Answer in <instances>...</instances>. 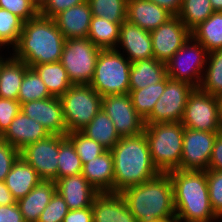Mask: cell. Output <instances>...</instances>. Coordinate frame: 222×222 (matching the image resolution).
<instances>
[{"label":"cell","instance_id":"1","mask_svg":"<svg viewBox=\"0 0 222 222\" xmlns=\"http://www.w3.org/2000/svg\"><path fill=\"white\" fill-rule=\"evenodd\" d=\"M110 151L114 161L113 193H121L160 173L152 162L144 132L121 137Z\"/></svg>","mask_w":222,"mask_h":222},{"label":"cell","instance_id":"2","mask_svg":"<svg viewBox=\"0 0 222 222\" xmlns=\"http://www.w3.org/2000/svg\"><path fill=\"white\" fill-rule=\"evenodd\" d=\"M64 44L65 38L54 19L38 14L24 22L18 43L11 49V53L32 67L59 62Z\"/></svg>","mask_w":222,"mask_h":222},{"label":"cell","instance_id":"3","mask_svg":"<svg viewBox=\"0 0 222 222\" xmlns=\"http://www.w3.org/2000/svg\"><path fill=\"white\" fill-rule=\"evenodd\" d=\"M174 208L177 222L221 221L212 210L207 185V171L172 170Z\"/></svg>","mask_w":222,"mask_h":222},{"label":"cell","instance_id":"4","mask_svg":"<svg viewBox=\"0 0 222 222\" xmlns=\"http://www.w3.org/2000/svg\"><path fill=\"white\" fill-rule=\"evenodd\" d=\"M120 195L138 222L176 219L173 183L168 173L128 187Z\"/></svg>","mask_w":222,"mask_h":222},{"label":"cell","instance_id":"5","mask_svg":"<svg viewBox=\"0 0 222 222\" xmlns=\"http://www.w3.org/2000/svg\"><path fill=\"white\" fill-rule=\"evenodd\" d=\"M184 128L181 122L145 124L151 159L160 173L180 169Z\"/></svg>","mask_w":222,"mask_h":222},{"label":"cell","instance_id":"6","mask_svg":"<svg viewBox=\"0 0 222 222\" xmlns=\"http://www.w3.org/2000/svg\"><path fill=\"white\" fill-rule=\"evenodd\" d=\"M131 62L116 49H101L90 86L102 97L129 93Z\"/></svg>","mask_w":222,"mask_h":222},{"label":"cell","instance_id":"7","mask_svg":"<svg viewBox=\"0 0 222 222\" xmlns=\"http://www.w3.org/2000/svg\"><path fill=\"white\" fill-rule=\"evenodd\" d=\"M60 101L67 133L83 129L102 109V96L89 84L72 85Z\"/></svg>","mask_w":222,"mask_h":222},{"label":"cell","instance_id":"8","mask_svg":"<svg viewBox=\"0 0 222 222\" xmlns=\"http://www.w3.org/2000/svg\"><path fill=\"white\" fill-rule=\"evenodd\" d=\"M100 50L88 38L65 40L60 62L73 85L90 84Z\"/></svg>","mask_w":222,"mask_h":222},{"label":"cell","instance_id":"9","mask_svg":"<svg viewBox=\"0 0 222 222\" xmlns=\"http://www.w3.org/2000/svg\"><path fill=\"white\" fill-rule=\"evenodd\" d=\"M208 51L192 36L166 62L167 76L198 88L207 63Z\"/></svg>","mask_w":222,"mask_h":222},{"label":"cell","instance_id":"10","mask_svg":"<svg viewBox=\"0 0 222 222\" xmlns=\"http://www.w3.org/2000/svg\"><path fill=\"white\" fill-rule=\"evenodd\" d=\"M181 124L194 130L222 132L218 97L194 88L188 96Z\"/></svg>","mask_w":222,"mask_h":222},{"label":"cell","instance_id":"11","mask_svg":"<svg viewBox=\"0 0 222 222\" xmlns=\"http://www.w3.org/2000/svg\"><path fill=\"white\" fill-rule=\"evenodd\" d=\"M195 87L167 76L166 88L144 124L181 122L189 94Z\"/></svg>","mask_w":222,"mask_h":222},{"label":"cell","instance_id":"12","mask_svg":"<svg viewBox=\"0 0 222 222\" xmlns=\"http://www.w3.org/2000/svg\"><path fill=\"white\" fill-rule=\"evenodd\" d=\"M59 135L50 134L20 150V157L45 181H57Z\"/></svg>","mask_w":222,"mask_h":222},{"label":"cell","instance_id":"13","mask_svg":"<svg viewBox=\"0 0 222 222\" xmlns=\"http://www.w3.org/2000/svg\"><path fill=\"white\" fill-rule=\"evenodd\" d=\"M218 133L184 128L180 170L207 171Z\"/></svg>","mask_w":222,"mask_h":222},{"label":"cell","instance_id":"14","mask_svg":"<svg viewBox=\"0 0 222 222\" xmlns=\"http://www.w3.org/2000/svg\"><path fill=\"white\" fill-rule=\"evenodd\" d=\"M102 110L110 117L120 137L144 131V120L133 107L129 93L103 96Z\"/></svg>","mask_w":222,"mask_h":222},{"label":"cell","instance_id":"15","mask_svg":"<svg viewBox=\"0 0 222 222\" xmlns=\"http://www.w3.org/2000/svg\"><path fill=\"white\" fill-rule=\"evenodd\" d=\"M154 58L166 63L189 39L191 31L173 16L157 29L150 31Z\"/></svg>","mask_w":222,"mask_h":222},{"label":"cell","instance_id":"16","mask_svg":"<svg viewBox=\"0 0 222 222\" xmlns=\"http://www.w3.org/2000/svg\"><path fill=\"white\" fill-rule=\"evenodd\" d=\"M21 111L44 126L49 134L67 135L60 98L33 100L21 104Z\"/></svg>","mask_w":222,"mask_h":222},{"label":"cell","instance_id":"17","mask_svg":"<svg viewBox=\"0 0 222 222\" xmlns=\"http://www.w3.org/2000/svg\"><path fill=\"white\" fill-rule=\"evenodd\" d=\"M121 49L130 62L154 58L150 32L127 19L120 25L116 50L121 52Z\"/></svg>","mask_w":222,"mask_h":222},{"label":"cell","instance_id":"18","mask_svg":"<svg viewBox=\"0 0 222 222\" xmlns=\"http://www.w3.org/2000/svg\"><path fill=\"white\" fill-rule=\"evenodd\" d=\"M55 183L56 191L64 198L69 210L92 207L93 199L99 193L81 173L60 178Z\"/></svg>","mask_w":222,"mask_h":222},{"label":"cell","instance_id":"19","mask_svg":"<svg viewBox=\"0 0 222 222\" xmlns=\"http://www.w3.org/2000/svg\"><path fill=\"white\" fill-rule=\"evenodd\" d=\"M92 211L93 222H138L120 193H98Z\"/></svg>","mask_w":222,"mask_h":222},{"label":"cell","instance_id":"20","mask_svg":"<svg viewBox=\"0 0 222 222\" xmlns=\"http://www.w3.org/2000/svg\"><path fill=\"white\" fill-rule=\"evenodd\" d=\"M48 135L50 134L42 124L20 111L2 135V140L20 151L28 144L46 138Z\"/></svg>","mask_w":222,"mask_h":222},{"label":"cell","instance_id":"21","mask_svg":"<svg viewBox=\"0 0 222 222\" xmlns=\"http://www.w3.org/2000/svg\"><path fill=\"white\" fill-rule=\"evenodd\" d=\"M92 12L86 0L80 5L73 6L57 14L53 19L65 40L87 38Z\"/></svg>","mask_w":222,"mask_h":222},{"label":"cell","instance_id":"22","mask_svg":"<svg viewBox=\"0 0 222 222\" xmlns=\"http://www.w3.org/2000/svg\"><path fill=\"white\" fill-rule=\"evenodd\" d=\"M172 17L170 12L152 1L127 0V20L149 32Z\"/></svg>","mask_w":222,"mask_h":222},{"label":"cell","instance_id":"23","mask_svg":"<svg viewBox=\"0 0 222 222\" xmlns=\"http://www.w3.org/2000/svg\"><path fill=\"white\" fill-rule=\"evenodd\" d=\"M81 174L99 192H113L114 161L110 150L83 164Z\"/></svg>","mask_w":222,"mask_h":222},{"label":"cell","instance_id":"24","mask_svg":"<svg viewBox=\"0 0 222 222\" xmlns=\"http://www.w3.org/2000/svg\"><path fill=\"white\" fill-rule=\"evenodd\" d=\"M56 192L54 181L42 180L25 197L17 200L25 222H38L42 211Z\"/></svg>","mask_w":222,"mask_h":222},{"label":"cell","instance_id":"25","mask_svg":"<svg viewBox=\"0 0 222 222\" xmlns=\"http://www.w3.org/2000/svg\"><path fill=\"white\" fill-rule=\"evenodd\" d=\"M41 181L37 171L19 157L7 174L5 184L17 201L25 197Z\"/></svg>","mask_w":222,"mask_h":222},{"label":"cell","instance_id":"26","mask_svg":"<svg viewBox=\"0 0 222 222\" xmlns=\"http://www.w3.org/2000/svg\"><path fill=\"white\" fill-rule=\"evenodd\" d=\"M166 76V63L155 58L131 62L129 90H139L157 84Z\"/></svg>","mask_w":222,"mask_h":222},{"label":"cell","instance_id":"27","mask_svg":"<svg viewBox=\"0 0 222 222\" xmlns=\"http://www.w3.org/2000/svg\"><path fill=\"white\" fill-rule=\"evenodd\" d=\"M9 54L0 68V98L18 101L21 82L29 66Z\"/></svg>","mask_w":222,"mask_h":222},{"label":"cell","instance_id":"28","mask_svg":"<svg viewBox=\"0 0 222 222\" xmlns=\"http://www.w3.org/2000/svg\"><path fill=\"white\" fill-rule=\"evenodd\" d=\"M80 132L107 150H111L121 138L114 127V123L102 109Z\"/></svg>","mask_w":222,"mask_h":222},{"label":"cell","instance_id":"29","mask_svg":"<svg viewBox=\"0 0 222 222\" xmlns=\"http://www.w3.org/2000/svg\"><path fill=\"white\" fill-rule=\"evenodd\" d=\"M32 68L38 73L52 97L60 98L73 85L60 61L34 65Z\"/></svg>","mask_w":222,"mask_h":222},{"label":"cell","instance_id":"30","mask_svg":"<svg viewBox=\"0 0 222 222\" xmlns=\"http://www.w3.org/2000/svg\"><path fill=\"white\" fill-rule=\"evenodd\" d=\"M191 36L208 52L222 49V12H214L191 31Z\"/></svg>","mask_w":222,"mask_h":222},{"label":"cell","instance_id":"31","mask_svg":"<svg viewBox=\"0 0 222 222\" xmlns=\"http://www.w3.org/2000/svg\"><path fill=\"white\" fill-rule=\"evenodd\" d=\"M121 24L92 16L87 38L100 49H116Z\"/></svg>","mask_w":222,"mask_h":222},{"label":"cell","instance_id":"32","mask_svg":"<svg viewBox=\"0 0 222 222\" xmlns=\"http://www.w3.org/2000/svg\"><path fill=\"white\" fill-rule=\"evenodd\" d=\"M198 88L216 97L222 95V49L208 53L207 63Z\"/></svg>","mask_w":222,"mask_h":222},{"label":"cell","instance_id":"33","mask_svg":"<svg viewBox=\"0 0 222 222\" xmlns=\"http://www.w3.org/2000/svg\"><path fill=\"white\" fill-rule=\"evenodd\" d=\"M167 76L159 83L148 85L139 90H129L132 105L137 114L145 120L166 88Z\"/></svg>","mask_w":222,"mask_h":222},{"label":"cell","instance_id":"34","mask_svg":"<svg viewBox=\"0 0 222 222\" xmlns=\"http://www.w3.org/2000/svg\"><path fill=\"white\" fill-rule=\"evenodd\" d=\"M213 13L210 0H183L177 17L192 31Z\"/></svg>","mask_w":222,"mask_h":222},{"label":"cell","instance_id":"35","mask_svg":"<svg viewBox=\"0 0 222 222\" xmlns=\"http://www.w3.org/2000/svg\"><path fill=\"white\" fill-rule=\"evenodd\" d=\"M82 163L72 142L59 135V156L57 180L66 176L78 175L82 172Z\"/></svg>","mask_w":222,"mask_h":222},{"label":"cell","instance_id":"36","mask_svg":"<svg viewBox=\"0 0 222 222\" xmlns=\"http://www.w3.org/2000/svg\"><path fill=\"white\" fill-rule=\"evenodd\" d=\"M23 24L21 18L0 8V49L11 51L17 45Z\"/></svg>","mask_w":222,"mask_h":222},{"label":"cell","instance_id":"37","mask_svg":"<svg viewBox=\"0 0 222 222\" xmlns=\"http://www.w3.org/2000/svg\"><path fill=\"white\" fill-rule=\"evenodd\" d=\"M52 97L46 85L32 68L28 67L21 82L18 101L20 104Z\"/></svg>","mask_w":222,"mask_h":222},{"label":"cell","instance_id":"38","mask_svg":"<svg viewBox=\"0 0 222 222\" xmlns=\"http://www.w3.org/2000/svg\"><path fill=\"white\" fill-rule=\"evenodd\" d=\"M92 16L104 18L114 23L127 19V0H87Z\"/></svg>","mask_w":222,"mask_h":222},{"label":"cell","instance_id":"39","mask_svg":"<svg viewBox=\"0 0 222 222\" xmlns=\"http://www.w3.org/2000/svg\"><path fill=\"white\" fill-rule=\"evenodd\" d=\"M66 137L72 142L82 165L107 151L101 144L86 137L80 131L69 132Z\"/></svg>","mask_w":222,"mask_h":222},{"label":"cell","instance_id":"40","mask_svg":"<svg viewBox=\"0 0 222 222\" xmlns=\"http://www.w3.org/2000/svg\"><path fill=\"white\" fill-rule=\"evenodd\" d=\"M0 8L18 16L24 22L39 14V2L37 0H0Z\"/></svg>","mask_w":222,"mask_h":222},{"label":"cell","instance_id":"41","mask_svg":"<svg viewBox=\"0 0 222 222\" xmlns=\"http://www.w3.org/2000/svg\"><path fill=\"white\" fill-rule=\"evenodd\" d=\"M207 185L212 210L222 220V171L207 170Z\"/></svg>","mask_w":222,"mask_h":222},{"label":"cell","instance_id":"42","mask_svg":"<svg viewBox=\"0 0 222 222\" xmlns=\"http://www.w3.org/2000/svg\"><path fill=\"white\" fill-rule=\"evenodd\" d=\"M68 212V205L64 198L56 191L49 204L42 211L38 222H63Z\"/></svg>","mask_w":222,"mask_h":222},{"label":"cell","instance_id":"43","mask_svg":"<svg viewBox=\"0 0 222 222\" xmlns=\"http://www.w3.org/2000/svg\"><path fill=\"white\" fill-rule=\"evenodd\" d=\"M86 0H41L39 2V14L47 18H54L57 14L77 6Z\"/></svg>","mask_w":222,"mask_h":222},{"label":"cell","instance_id":"44","mask_svg":"<svg viewBox=\"0 0 222 222\" xmlns=\"http://www.w3.org/2000/svg\"><path fill=\"white\" fill-rule=\"evenodd\" d=\"M20 157V151L4 140H0V181H5L12 165Z\"/></svg>","mask_w":222,"mask_h":222},{"label":"cell","instance_id":"45","mask_svg":"<svg viewBox=\"0 0 222 222\" xmlns=\"http://www.w3.org/2000/svg\"><path fill=\"white\" fill-rule=\"evenodd\" d=\"M21 111L19 101L0 98V134L3 135L9 128L13 119Z\"/></svg>","mask_w":222,"mask_h":222},{"label":"cell","instance_id":"46","mask_svg":"<svg viewBox=\"0 0 222 222\" xmlns=\"http://www.w3.org/2000/svg\"><path fill=\"white\" fill-rule=\"evenodd\" d=\"M208 170L222 171V132L214 140Z\"/></svg>","mask_w":222,"mask_h":222},{"label":"cell","instance_id":"47","mask_svg":"<svg viewBox=\"0 0 222 222\" xmlns=\"http://www.w3.org/2000/svg\"><path fill=\"white\" fill-rule=\"evenodd\" d=\"M0 222H25L17 202L12 205H0Z\"/></svg>","mask_w":222,"mask_h":222},{"label":"cell","instance_id":"48","mask_svg":"<svg viewBox=\"0 0 222 222\" xmlns=\"http://www.w3.org/2000/svg\"><path fill=\"white\" fill-rule=\"evenodd\" d=\"M63 222H93L92 207L69 210Z\"/></svg>","mask_w":222,"mask_h":222},{"label":"cell","instance_id":"49","mask_svg":"<svg viewBox=\"0 0 222 222\" xmlns=\"http://www.w3.org/2000/svg\"><path fill=\"white\" fill-rule=\"evenodd\" d=\"M149 1H152L153 3L166 9L173 16L178 15L183 3V0H149Z\"/></svg>","mask_w":222,"mask_h":222},{"label":"cell","instance_id":"50","mask_svg":"<svg viewBox=\"0 0 222 222\" xmlns=\"http://www.w3.org/2000/svg\"><path fill=\"white\" fill-rule=\"evenodd\" d=\"M16 202V199L13 197L10 190L6 187L5 181H0V205H12Z\"/></svg>","mask_w":222,"mask_h":222},{"label":"cell","instance_id":"51","mask_svg":"<svg viewBox=\"0 0 222 222\" xmlns=\"http://www.w3.org/2000/svg\"><path fill=\"white\" fill-rule=\"evenodd\" d=\"M214 12H222V0H210Z\"/></svg>","mask_w":222,"mask_h":222},{"label":"cell","instance_id":"52","mask_svg":"<svg viewBox=\"0 0 222 222\" xmlns=\"http://www.w3.org/2000/svg\"><path fill=\"white\" fill-rule=\"evenodd\" d=\"M3 51H4V49H2V50L0 49V52H1V53H2ZM6 51H7L8 53L11 52V51L5 50L4 53H6V55H5L4 53H2L3 55L0 53V68H1L2 62L7 58L6 56H9V54L7 55V52H6ZM4 55H5V56H4Z\"/></svg>","mask_w":222,"mask_h":222},{"label":"cell","instance_id":"53","mask_svg":"<svg viewBox=\"0 0 222 222\" xmlns=\"http://www.w3.org/2000/svg\"><path fill=\"white\" fill-rule=\"evenodd\" d=\"M218 99H219V109H220V120L222 125V95L218 97Z\"/></svg>","mask_w":222,"mask_h":222},{"label":"cell","instance_id":"54","mask_svg":"<svg viewBox=\"0 0 222 222\" xmlns=\"http://www.w3.org/2000/svg\"><path fill=\"white\" fill-rule=\"evenodd\" d=\"M155 222H177L176 219H162V220H157Z\"/></svg>","mask_w":222,"mask_h":222}]
</instances>
